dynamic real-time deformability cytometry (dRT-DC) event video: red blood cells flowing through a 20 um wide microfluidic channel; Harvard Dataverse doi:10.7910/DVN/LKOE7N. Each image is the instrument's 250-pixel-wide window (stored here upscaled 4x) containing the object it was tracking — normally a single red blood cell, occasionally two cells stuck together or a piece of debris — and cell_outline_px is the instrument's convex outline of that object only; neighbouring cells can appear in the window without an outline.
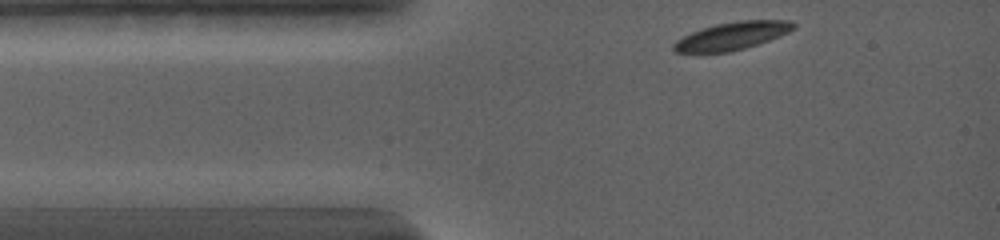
{"species": "common noctule bat (a hibernating species)", "species_latin": "Nyctalus noctula", "temperature_condition": "warm", "stored_images_in_passage": 3, "camera_frame_rate_fps": 5000, "um_per_image_px": 0.085, "animal": {"sex": "female", "body_mass_g": 19.0, "forearm_length_mm": 56.7}, "frame": {"image": 1, "passage_image": 1, "time_ms": 0.0, "image_size_px": [1000, 240], "cell_outline_px": [[796, 28], [780, 36], [744, 48], [728, 52], [676, 52], [672, 48], [672, 44], [676, 40], [692, 32], [716, 24], [740, 20], [792, 20], [796, 24]], "centroid_in_image_um": [62.26, 3.04], "position_along_channel_um": 22.7, "area_um2": 19.19}}